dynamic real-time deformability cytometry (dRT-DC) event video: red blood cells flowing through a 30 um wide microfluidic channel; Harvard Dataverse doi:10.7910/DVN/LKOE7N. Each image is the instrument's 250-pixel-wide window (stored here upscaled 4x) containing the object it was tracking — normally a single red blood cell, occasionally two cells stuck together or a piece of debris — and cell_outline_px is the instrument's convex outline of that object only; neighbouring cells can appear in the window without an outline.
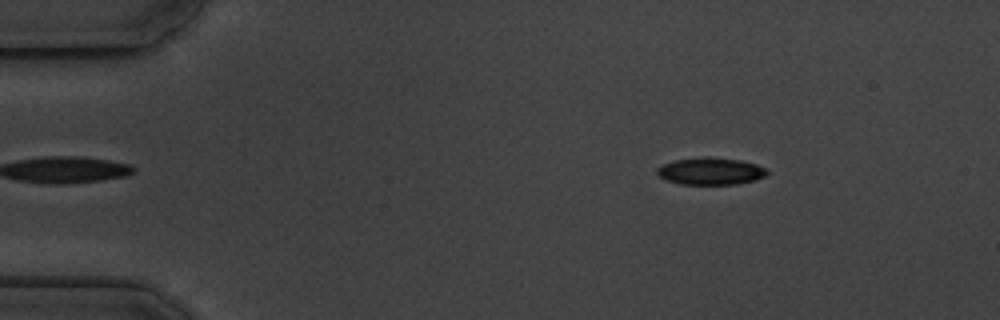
{"species": "common noctule bat (a hibernating species)", "species_latin": "Nyctalus noctula", "temperature_condition": "cold", "stored_images_in_passage": 4, "camera_frame_rate_fps": 3000, "um_per_image_px": 0.085, "animal": {"sex": "male", "body_mass_g": 19.5, "forearm_length_mm": 54.6}, "frame": {"image": 1, "passage_image": 2, "time_ms": 1.0, "image_size_px": [1000, 320], "cell_outline_px": [[768, 172], [764, 176], [756, 180], [736, 184], [680, 184], [668, 180], [660, 176], [656, 172], [656, 168], [664, 164], [676, 160], [704, 156], [708, 156], [740, 160], [756, 164], [768, 168]], "centroid_in_image_um": [60.43, 14.54], "position_along_channel_um": 24.6, "area_um2": 17.4}}